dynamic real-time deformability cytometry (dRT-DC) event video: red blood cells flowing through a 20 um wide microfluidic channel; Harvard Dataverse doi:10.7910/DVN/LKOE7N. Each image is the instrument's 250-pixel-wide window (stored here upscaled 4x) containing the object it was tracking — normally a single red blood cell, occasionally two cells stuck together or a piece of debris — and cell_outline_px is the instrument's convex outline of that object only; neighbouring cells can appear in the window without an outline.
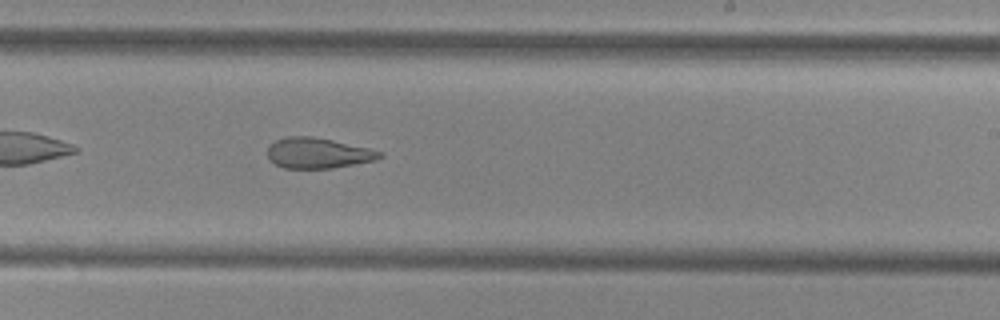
{"species": "common noctule bat (a hibernating species)", "species_latin": "Nyctalus noctula", "temperature_condition": "cold", "stored_images_in_passage": 38, "camera_frame_rate_fps": 3000, "um_per_image_px": 0.085, "animal": {"sex": "female", "body_mass_g": 29.2, "forearm_length_mm": 56.3}, "frame": {"image": 1, "passage_image": 17, "time_ms": 5.333, "image_size_px": [1000, 320], "cell_outline_px": [[384, 156], [376, 160], [332, 168], [284, 168], [276, 164], [268, 156], [268, 148], [276, 140], [284, 136], [312, 136], [332, 140], [368, 148], [384, 152]], "centroid_in_image_um": [27.06, 13.0], "position_along_channel_um": 261.9, "area_um2": 19.83}}